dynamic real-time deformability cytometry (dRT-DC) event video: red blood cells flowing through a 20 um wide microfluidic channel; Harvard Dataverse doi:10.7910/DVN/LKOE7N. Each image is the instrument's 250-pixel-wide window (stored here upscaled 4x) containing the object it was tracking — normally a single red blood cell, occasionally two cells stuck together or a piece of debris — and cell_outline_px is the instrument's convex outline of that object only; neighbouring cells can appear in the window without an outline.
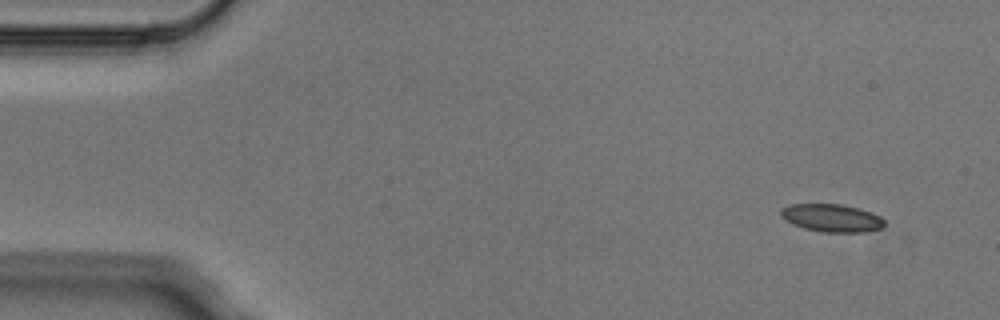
{"species": "Egyptian fruit bat (a non-hibernating species)", "species_latin": "Rousettus aegyptiacus", "temperature_condition": "cold", "stored_images_in_passage": 4, "camera_frame_rate_fps": 3000, "um_per_image_px": 0.085, "animal": {"sex": "male"}, "frame": {"image": 1, "passage_image": 1, "time_ms": 0.0, "image_size_px": [1000, 320], "cell_outline_px": [[884, 224], [880, 228], [864, 232], [824, 232], [804, 228], [792, 224], [784, 220], [780, 216], [780, 208], [788, 204], [840, 204], [872, 212], [880, 216], [884, 220]], "centroid_in_image_um": [70.64, 18.52], "position_along_channel_um": 14.4, "area_um2": 16.82}}
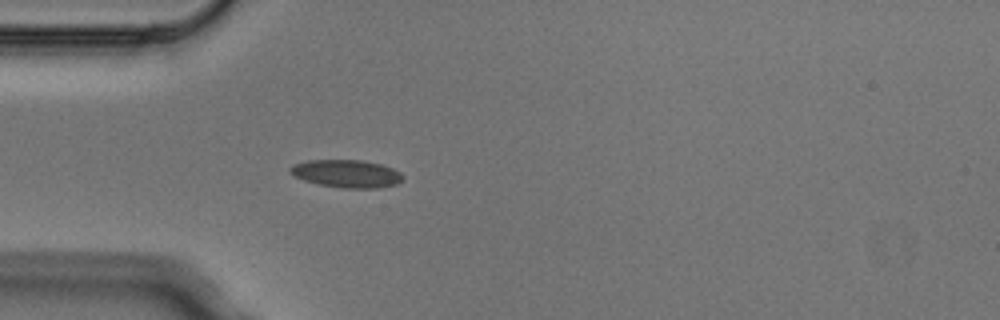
{"frame": {"image": 2, "passage_image": 4, "time_ms": 1.0, "image_size_px": [1000, 320], "cell_outline_px": [[404, 176], [396, 184], [376, 188], [344, 188], [320, 184], [304, 180], [288, 172], [288, 168], [292, 164], [308, 160], [360, 160], [380, 164], [392, 168], [400, 172]], "centroid_in_image_um": [29.43, 14.75], "position_along_channel_um": 55.6, "area_um2": 18.09}}